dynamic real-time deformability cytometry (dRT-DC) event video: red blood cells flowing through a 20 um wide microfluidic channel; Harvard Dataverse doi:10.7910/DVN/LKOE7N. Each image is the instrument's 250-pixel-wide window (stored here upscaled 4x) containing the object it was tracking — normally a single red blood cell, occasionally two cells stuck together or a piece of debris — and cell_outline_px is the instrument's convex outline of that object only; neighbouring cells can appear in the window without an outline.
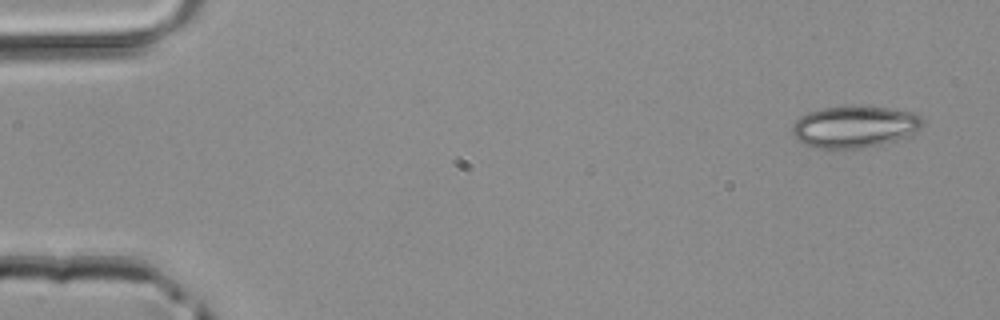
{"species": "common noctule bat (a hibernating species)", "species_latin": "Nyctalus noctula", "temperature_condition": "room temperature", "stored_images_in_passage": 5, "camera_frame_rate_fps": 3000, "um_per_image_px": 0.085, "animal": {"sex": "male", "body_mass_g": 20.4}, "frame": {"image": 1, "passage_image": 1, "time_ms": 0.0, "image_size_px": [1000, 320], "cell_outline_px": [[924, 124], [912, 136], [904, 140], [860, 148], [816, 148], [804, 144], [792, 132], [792, 124], [800, 116], [808, 112], [820, 108], [852, 104], [856, 104], [888, 108], [916, 112], [924, 120]], "centroid_in_image_um": [72.71, 10.75], "position_along_channel_um": 12.3, "area_um2": 32.66}}
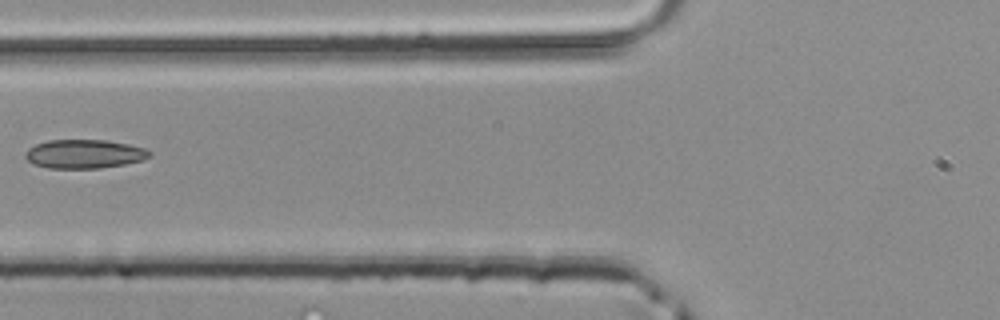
{"frame": {"image": 2, "passage_image": 5, "time_ms": 1.333, "image_size_px": [1000, 320], "cell_outline_px": [[152, 156], [144, 160], [124, 164], [100, 168], [48, 168], [32, 164], [24, 156], [24, 152], [28, 148], [36, 144], [48, 140], [104, 140], [128, 144], [144, 148], [152, 152]], "centroid_in_image_um": [7.16, 13.09], "position_along_channel_um": 118.6, "area_um2": 20.98}}